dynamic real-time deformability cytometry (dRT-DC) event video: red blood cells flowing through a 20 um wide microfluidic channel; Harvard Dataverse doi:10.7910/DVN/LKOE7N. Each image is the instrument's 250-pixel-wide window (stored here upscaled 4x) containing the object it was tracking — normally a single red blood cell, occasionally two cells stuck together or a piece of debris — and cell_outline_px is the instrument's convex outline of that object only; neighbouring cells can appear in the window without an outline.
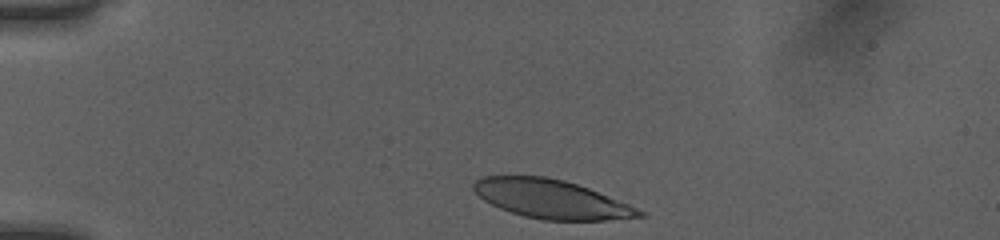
{"species": "human", "species_latin": "Homo sapiens", "temperature_condition": "room temperature", "stored_images_in_passage": 33, "camera_frame_rate_fps": 3000, "um_per_image_px": 0.085, "donor": {"sex": "female"}, "frame": {"image": 1, "passage_image": 1, "time_ms": 0.0, "image_size_px": [1000, 240], "cell_outline_px": [[648, 216], [604, 220], [544, 220], [524, 216], [500, 208], [484, 200], [472, 188], [472, 180], [480, 176], [544, 176], [564, 180], [588, 188], [648, 212]], "centroid_in_image_um": [46.86, 16.92], "position_along_channel_um": 38.1, "area_um2": 37.34}}
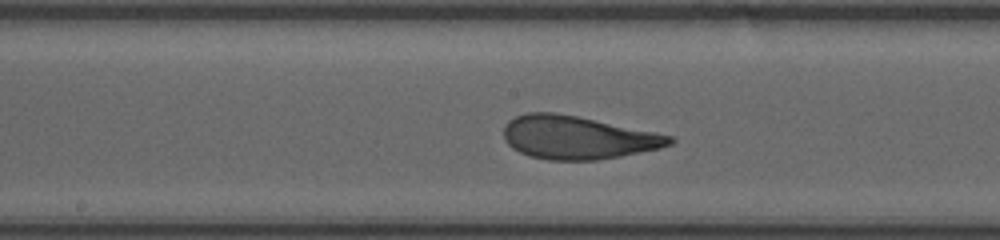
{"frame": {"image": 2, "passage_image": 17, "time_ms": 5.333, "image_size_px": [1000, 240], "cell_outline_px": [[676, 140], [672, 144], [660, 148], [620, 156], [596, 160], [548, 160], [528, 156], [512, 148], [504, 140], [504, 124], [508, 120], [516, 116], [528, 112], [556, 112], [576, 116], [672, 136]], "centroid_in_image_um": [49.04, 11.69], "position_along_channel_um": 199.2, "area_um2": 41.56}}
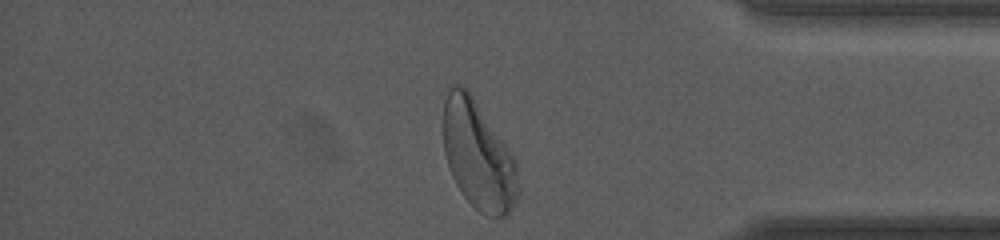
{"frame": {"image": 3, "passage_image": 33, "time_ms": 10.667, "image_size_px": [1000, 240], "cell_outline_px": [[520, 192], [516, 200], [508, 212], [504, 216], [496, 220], [484, 216], [460, 192], [452, 176], [444, 152], [444, 100], [448, 84], [460, 84], [468, 88], [516, 160]], "centroid_in_image_um": [40.65, 13.2], "position_along_channel_um": 394.5, "area_um2": 47.74}, "authors_computed_cell_mechanics": {"area_um2": 41.5582, "velocity_mm_per_s": 4.0217, "shape_relaxation_time_tau1_ms": 3.5677, "shape_relaxation_time_tau2_ms": 0.6831, "deformation_change_tau1": 0.1608, "deformation_change_tau2": 0.0749}}